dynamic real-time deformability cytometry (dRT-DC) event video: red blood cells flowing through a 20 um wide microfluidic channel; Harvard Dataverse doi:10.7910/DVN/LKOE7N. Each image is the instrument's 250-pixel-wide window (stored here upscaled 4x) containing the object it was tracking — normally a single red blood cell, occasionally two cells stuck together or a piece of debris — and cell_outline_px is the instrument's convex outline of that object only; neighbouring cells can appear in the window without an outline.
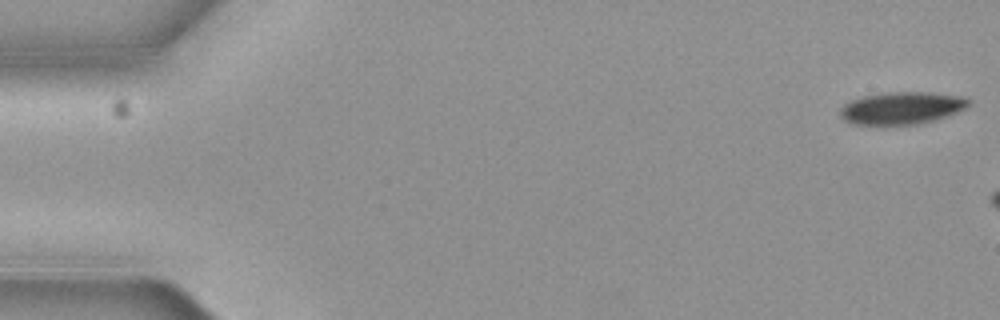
{"species": "common noctule bat (a hibernating species)", "species_latin": "Nyctalus noctula", "temperature_condition": "cold", "stored_images_in_passage": 5, "camera_frame_rate_fps": 3000, "um_per_image_px": 0.085, "animal": {"sex": "female", "body_mass_g": 19.3, "forearm_length_mm": 54.1}, "frame": {"image": 1, "passage_image": 1, "time_ms": 0.0, "image_size_px": [1000, 320], "cell_outline_px": [[972, 100], [964, 108], [956, 112], [932, 120], [912, 124], [884, 128], [852, 124], [844, 120], [840, 116], [840, 108], [844, 104], [852, 100], [864, 96], [888, 92], [928, 92], [968, 96]], "centroid_in_image_um": [76.59, 9.21], "position_along_channel_um": 8.4, "area_um2": 24.85}}